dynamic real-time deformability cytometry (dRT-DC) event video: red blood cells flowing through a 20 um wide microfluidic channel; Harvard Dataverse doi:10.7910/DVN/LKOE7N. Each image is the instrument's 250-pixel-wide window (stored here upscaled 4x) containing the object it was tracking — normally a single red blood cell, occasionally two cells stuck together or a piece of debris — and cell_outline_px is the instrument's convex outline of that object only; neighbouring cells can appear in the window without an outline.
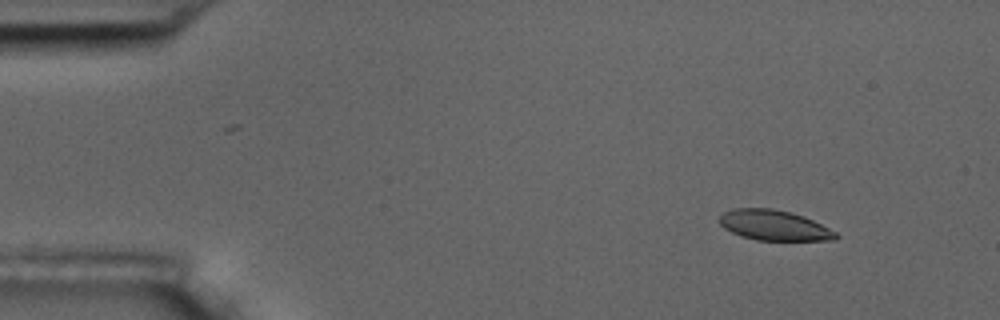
{"species": "common noctule bat (a hibernating species)", "species_latin": "Nyctalus noctula", "temperature_condition": "room temperature", "stored_images_in_passage": 5, "camera_frame_rate_fps": 3000, "um_per_image_px": 0.085, "animal": {"sex": "male", "body_mass_g": 17.5, "forearm_length_mm": 52.3}, "frame": {"image": 1, "passage_image": 1, "time_ms": 0.0, "image_size_px": [1000, 320], "cell_outline_px": [[840, 236], [836, 240], [756, 240], [732, 232], [724, 228], [720, 224], [720, 216], [724, 212], [736, 208], [772, 208], [792, 212], [804, 216], [836, 232]], "centroid_in_image_um": [65.82, 19.14], "position_along_channel_um": 19.2, "area_um2": 20.4}}
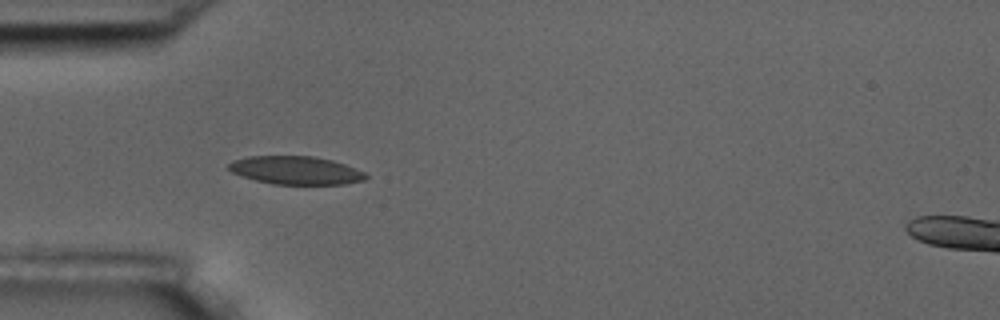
{"frame": {"image": 2, "passage_image": 4, "time_ms": 3.667, "image_size_px": [1000, 320], "cell_outline_px": [[368, 176], [364, 180], [344, 184], [272, 184], [256, 180], [232, 172], [228, 168], [228, 164], [232, 160], [248, 156], [312, 156], [332, 160], [356, 168], [364, 172]], "centroid_in_image_um": [25.14, 14.47], "position_along_channel_um": 59.9, "area_um2": 22.43}}